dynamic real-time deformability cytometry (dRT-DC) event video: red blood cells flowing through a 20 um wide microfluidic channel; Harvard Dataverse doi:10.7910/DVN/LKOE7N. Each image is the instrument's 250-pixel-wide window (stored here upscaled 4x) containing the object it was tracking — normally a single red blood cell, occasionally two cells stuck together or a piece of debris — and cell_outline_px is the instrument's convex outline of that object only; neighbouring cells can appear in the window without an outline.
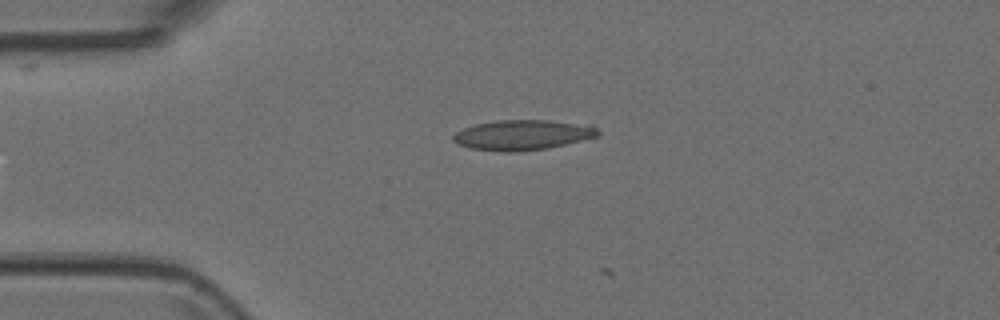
{"species": "Egyptian fruit bat (a non-hibernating species)", "species_latin": "Rousettus aegyptiacus", "temperature_condition": "room temperature", "stored_images_in_passage": 2, "camera_frame_rate_fps": 3000, "um_per_image_px": 0.085, "animal": {"sex": "female"}, "frame": {"image": 1, "passage_image": 1, "time_ms": 0.0, "image_size_px": [1000, 320], "cell_outline_px": [[600, 136], [548, 148], [516, 152], [500, 152], [472, 148], [460, 144], [452, 140], [452, 136], [456, 132], [464, 128], [476, 124], [496, 120], [548, 120], [592, 124], [600, 132]], "centroid_in_image_um": [44.48, 11.46], "position_along_channel_um": 40.5, "area_um2": 25.61}}